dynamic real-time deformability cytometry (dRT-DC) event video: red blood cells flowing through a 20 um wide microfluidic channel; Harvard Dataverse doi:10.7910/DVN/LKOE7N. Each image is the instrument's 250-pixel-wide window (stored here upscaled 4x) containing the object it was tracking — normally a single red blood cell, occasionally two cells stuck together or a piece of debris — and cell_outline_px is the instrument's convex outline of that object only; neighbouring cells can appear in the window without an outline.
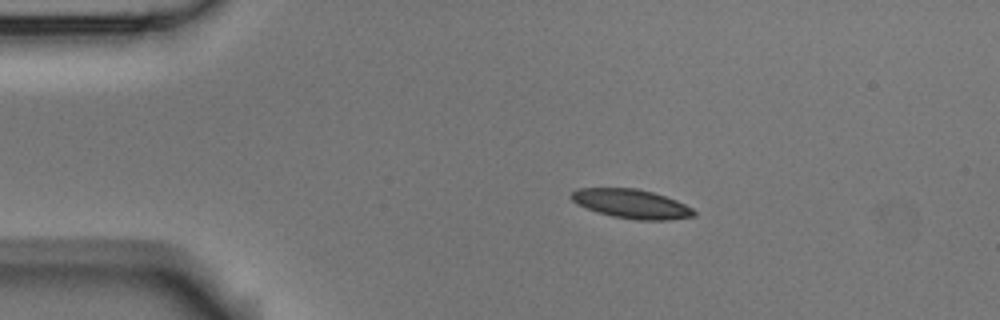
{"species": "Egyptian fruit bat (a non-hibernating species)", "species_latin": "Rousettus aegyptiacus", "temperature_condition": "room temperature", "stored_images_in_passage": 9, "camera_frame_rate_fps": 3000, "um_per_image_px": 0.085, "animal": {"sex": "male"}, "frame": {"image": 1, "passage_image": 2, "time_ms": 1.333, "image_size_px": [1000, 320], "cell_outline_px": [[696, 216], [668, 220], [636, 220], [612, 216], [596, 212], [576, 204], [568, 196], [576, 188], [636, 188], [652, 192], [676, 200], [692, 208], [696, 212]], "centroid_in_image_um": [53.64, 17.33], "position_along_channel_um": 31.4, "area_um2": 20.92}}
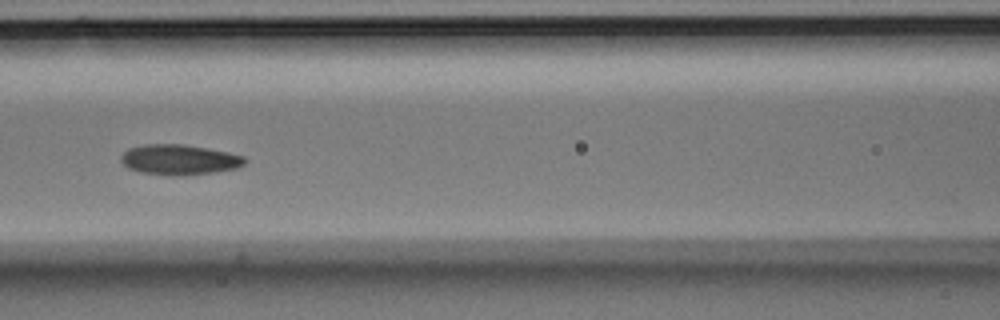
{"frame": {"image": 2, "passage_image": 6, "time_ms": 6.0, "image_size_px": [1000, 320], "cell_outline_px": [[248, 160], [244, 164], [236, 168], [216, 172], [180, 176], [168, 176], [140, 172], [128, 168], [120, 160], [120, 156], [128, 148], [144, 144], [184, 144], [208, 148], [228, 152], [244, 156]], "centroid_in_image_um": [15.24, 13.57], "position_along_channel_um": 151.4, "area_um2": 22.14}}
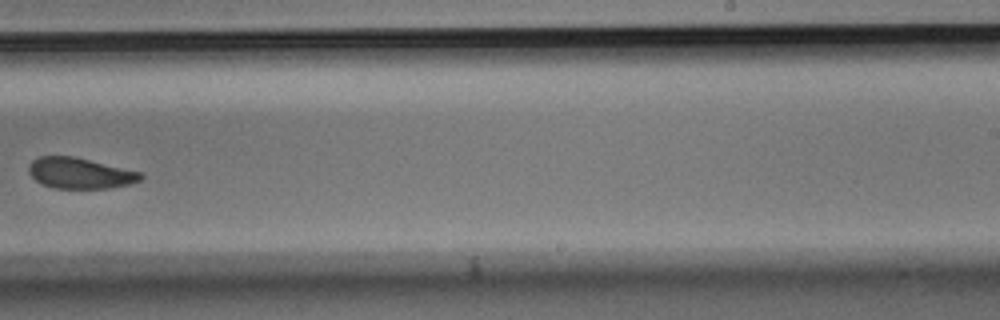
{"frame": {"image": 3, "passage_image": 9, "time_ms": 9.667, "image_size_px": [1000, 320], "cell_outline_px": [[144, 176], [140, 180], [128, 184], [108, 188], [52, 188], [36, 180], [28, 172], [28, 164], [32, 160], [40, 156], [76, 156], [144, 172]], "centroid_in_image_um": [6.82, 14.7], "position_along_channel_um": 282.2, "area_um2": 20.35}}